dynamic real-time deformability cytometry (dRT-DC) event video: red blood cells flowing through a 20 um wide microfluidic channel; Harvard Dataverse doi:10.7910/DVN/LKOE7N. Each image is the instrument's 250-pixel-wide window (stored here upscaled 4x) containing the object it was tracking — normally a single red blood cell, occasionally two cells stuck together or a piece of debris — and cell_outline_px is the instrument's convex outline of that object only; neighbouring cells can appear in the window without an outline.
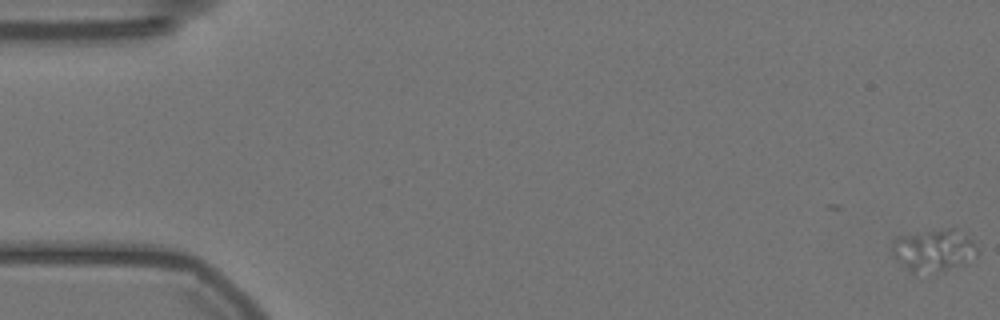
{"species": "Egyptian fruit bat (a non-hibernating species)", "species_latin": "Rousettus aegyptiacus", "temperature_condition": "warm", "stored_images_in_passage": 47, "camera_frame_rate_fps": 3000, "um_per_image_px": 0.085, "animal": {"sex": "female"}, "frame": {"image": 1, "passage_image": 1, "time_ms": 0.0, "image_size_px": [1000, 320], "cell_outline_px": [[976, 252], [964, 264], [944, 268], [912, 272], [896, 260], [892, 252], [892, 240], [896, 236], [948, 228], [952, 228], [972, 240], [976, 248]], "centroid_in_image_um": [79.28, 21.22], "position_along_channel_um": 5.7, "area_um2": 19.88}}
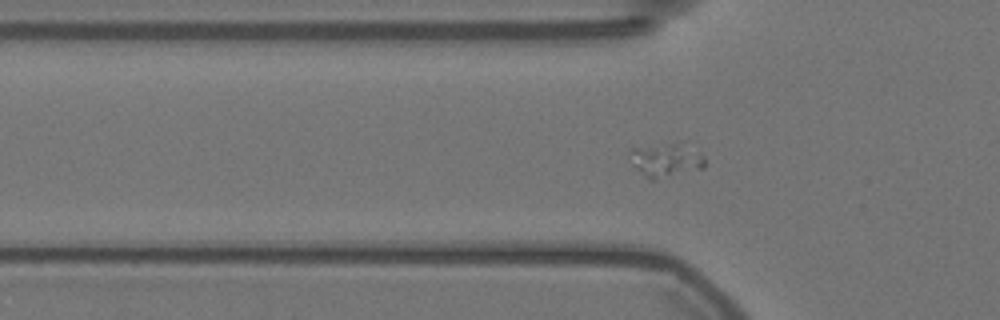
{"frame": {"image": 2, "passage_image": 20, "time_ms": 6.333, "image_size_px": [1000, 320], "cell_outline_px": [[704, 168], [656, 180], [648, 180], [632, 164], [628, 152], [632, 148], [672, 144], [676, 144], [704, 156]], "centroid_in_image_um": [56.53, 13.67], "position_along_channel_um": 69.3, "area_um2": 14.16}}
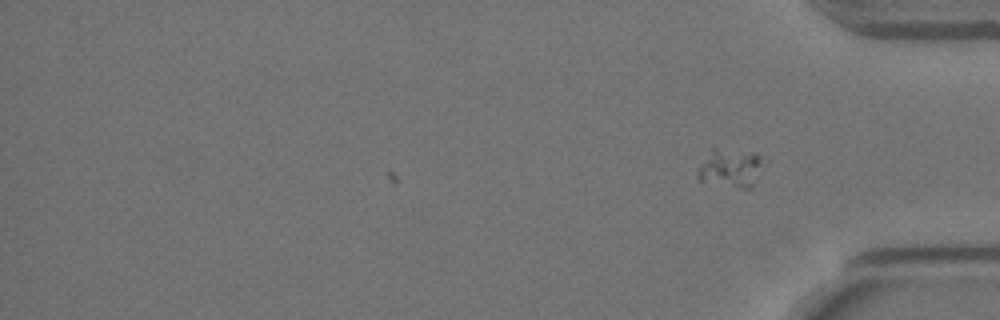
{"frame": {"image": 3, "passage_image": 47, "time_ms": 15.333, "image_size_px": [1000, 320], "cell_outline_px": [[768, 164], [752, 188], [744, 188], [696, 180], [696, 172], [700, 164], [712, 148], [716, 148], [756, 152], [768, 160]], "centroid_in_image_um": [62.2, 14.26], "position_along_channel_um": 373.0, "area_um2": 15.49}}